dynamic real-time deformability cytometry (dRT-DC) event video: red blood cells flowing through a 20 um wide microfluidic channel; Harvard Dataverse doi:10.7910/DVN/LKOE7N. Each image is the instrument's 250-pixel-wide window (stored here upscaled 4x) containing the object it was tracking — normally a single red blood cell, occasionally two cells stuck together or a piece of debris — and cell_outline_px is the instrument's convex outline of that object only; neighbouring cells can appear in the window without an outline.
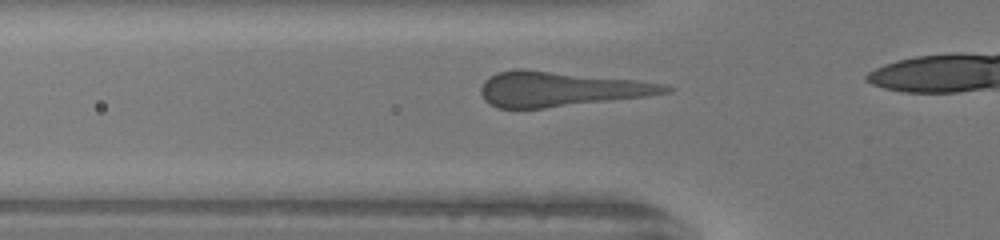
{"species": "human", "species_latin": "Homo sapiens", "temperature_condition": "warm", "stored_images_in_passage": 14, "camera_frame_rate_fps": 3000, "um_per_image_px": 0.085, "donor": {"sex": "female"}, "frame": {"image": 1, "passage_image": 3, "time_ms": 0.667, "image_size_px": [1000, 240], "cell_outline_px": [[676, 88], [672, 92], [648, 96], [544, 108], [496, 108], [488, 104], [484, 100], [480, 92], [480, 88], [484, 80], [496, 72], [516, 68], [524, 68], [636, 80], [668, 84]], "centroid_in_image_um": [47.65, 7.56], "position_along_channel_um": 78.2, "area_um2": 37.97}}
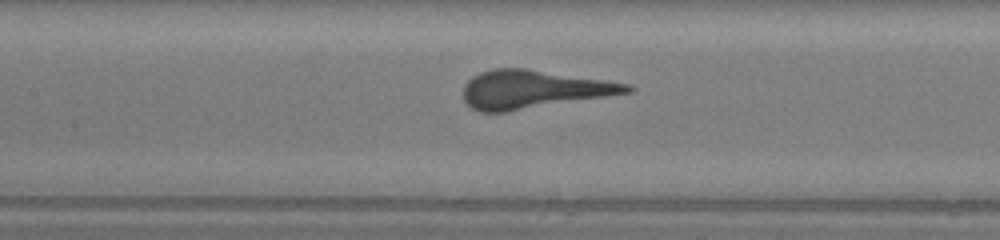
{"frame": {"image": 2, "passage_image": 9, "time_ms": 2.667, "image_size_px": [1000, 240], "cell_outline_px": [[636, 88], [632, 92], [508, 112], [480, 112], [472, 108], [464, 100], [464, 84], [472, 76], [480, 72], [492, 68], [528, 68], [608, 80], [628, 84]], "centroid_in_image_um": [45.34, 7.59], "position_along_channel_um": 162.1, "area_um2": 36.76}}
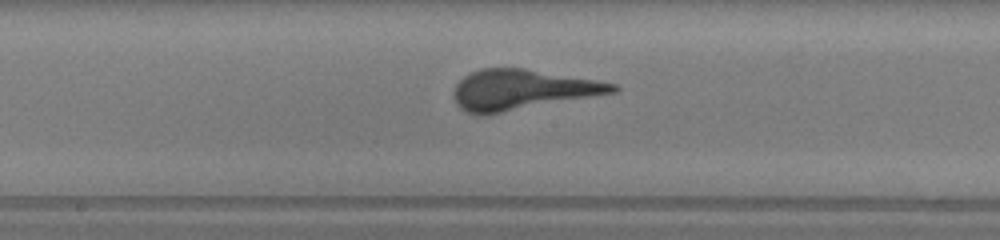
{"frame": {"image": 3, "passage_image": 12, "time_ms": 3.667, "image_size_px": [1000, 240], "cell_outline_px": [[620, 88], [616, 92], [484, 116], [476, 116], [460, 108], [456, 104], [452, 96], [452, 92], [456, 84], [464, 76], [480, 68], [524, 68], [596, 80], [616, 84]], "centroid_in_image_um": [44.32, 7.64], "position_along_channel_um": 203.9, "area_um2": 37.45}}